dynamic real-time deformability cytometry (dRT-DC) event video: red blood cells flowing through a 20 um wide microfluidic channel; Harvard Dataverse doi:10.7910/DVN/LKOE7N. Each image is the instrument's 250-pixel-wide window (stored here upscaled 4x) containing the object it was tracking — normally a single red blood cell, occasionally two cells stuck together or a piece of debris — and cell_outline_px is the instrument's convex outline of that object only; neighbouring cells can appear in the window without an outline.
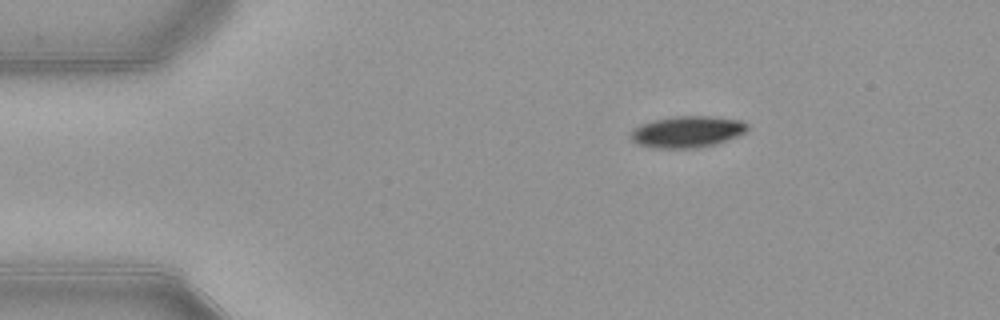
{"species": "common noctule bat (a hibernating species)", "species_latin": "Nyctalus noctula", "temperature_condition": "warm", "stored_images_in_passage": 45, "camera_frame_rate_fps": 3000, "um_per_image_px": 0.085, "animal": {"sex": "female", "body_mass_g": 21.9}, "frame": {"image": 1, "passage_image": 1, "time_ms": 0.0, "image_size_px": [1000, 320], "cell_outline_px": [[748, 128], [744, 132], [728, 140], [716, 144], [696, 148], [652, 148], [636, 144], [628, 136], [628, 132], [640, 124], [652, 120], [676, 116], [712, 116], [740, 120], [748, 124]], "centroid_in_image_um": [58.35, 11.2], "position_along_channel_um": 26.7, "area_um2": 21.68}}
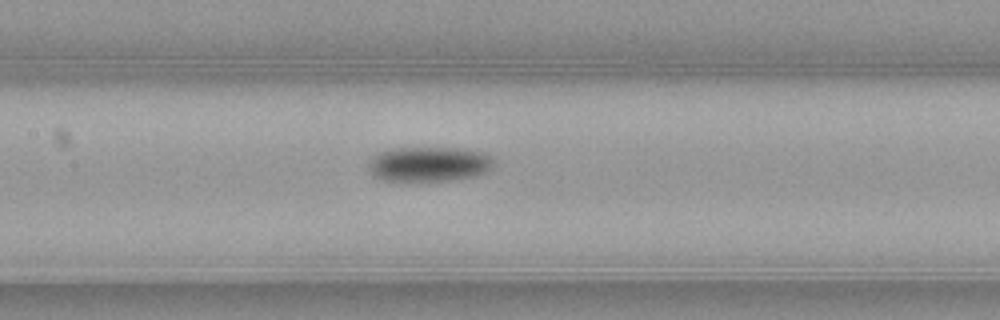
{"frame": {"image": 2, "passage_image": 17, "time_ms": 5.333, "image_size_px": [1000, 320], "cell_outline_px": [[496, 164], [488, 172], [476, 176], [448, 180], [384, 180], [372, 176], [368, 168], [368, 164], [380, 152], [392, 148], [464, 148], [484, 152], [496, 160]], "centroid_in_image_um": [36.55, 13.94], "position_along_channel_um": 170.9, "area_um2": 25.55}}
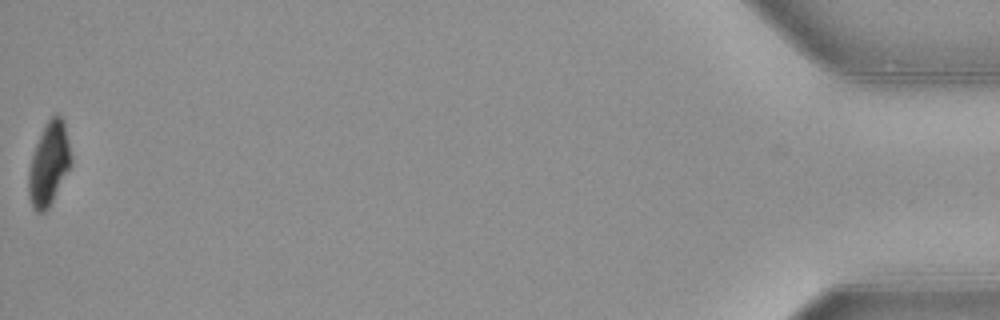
{"frame": {"image": 3, "passage_image": 45, "time_ms": 14.667, "image_size_px": [1000, 320], "cell_outline_px": [[72, 164], [48, 208], [44, 212], [36, 212], [32, 208], [28, 192], [28, 172], [32, 156], [36, 144], [44, 124], [56, 112], [64, 120], [72, 156]], "centroid_in_image_um": [4.16, 13.9], "position_along_channel_um": 431.0, "area_um2": 20.69}, "authors_computed_cell_mechanics": {"area_um2": 24.1026, "velocity_mm_per_s": 3.9141, "shape_relaxation_time_tau1_ms": 2.7775, "shape_relaxation_time_tau2_ms": null, "deformation_change_tau1": 0.1312, "deformation_change_tau2": null}}